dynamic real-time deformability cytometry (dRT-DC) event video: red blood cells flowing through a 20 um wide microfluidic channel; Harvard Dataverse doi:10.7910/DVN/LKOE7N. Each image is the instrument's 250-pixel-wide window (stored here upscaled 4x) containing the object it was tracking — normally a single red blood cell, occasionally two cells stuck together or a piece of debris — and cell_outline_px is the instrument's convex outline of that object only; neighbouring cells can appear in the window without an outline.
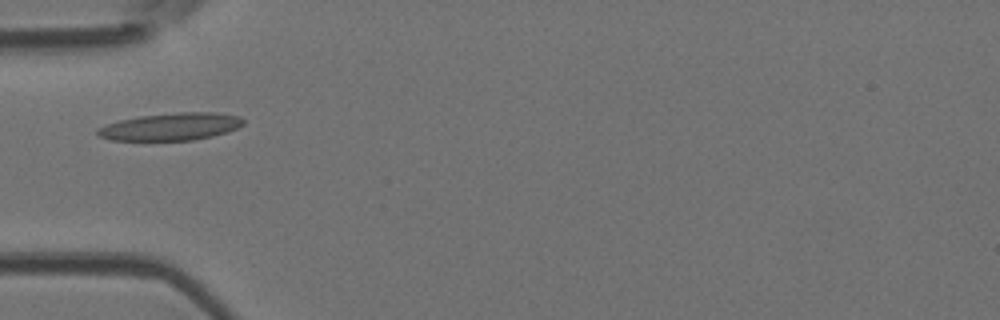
{"species": "Egyptian fruit bat (a non-hibernating species)", "species_latin": "Rousettus aegyptiacus", "temperature_condition": "room temperature", "stored_images_in_passage": 5, "camera_frame_rate_fps": 3000, "um_per_image_px": 0.085, "animal": {"sex": "female"}, "frame": {"image": 1, "passage_image": 4, "time_ms": 1.0, "image_size_px": [1000, 320], "cell_outline_px": [[244, 124], [228, 132], [212, 136], [192, 140], [112, 140], [100, 136], [96, 132], [96, 128], [120, 120], [140, 116], [176, 112], [216, 112], [240, 116], [244, 120]], "centroid_in_image_um": [14.55, 10.76], "position_along_channel_um": 70.4, "area_um2": 23.24}}
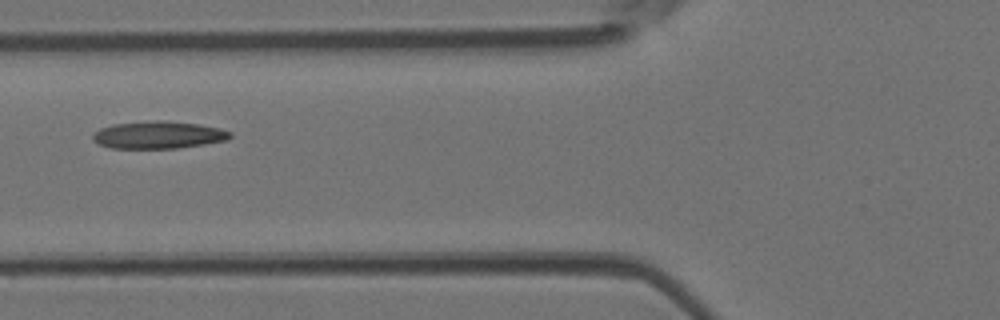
{"frame": {"image": 2, "passage_image": 5, "time_ms": 1.333, "image_size_px": [1000, 320], "cell_outline_px": [[232, 136], [224, 140], [204, 144], [176, 148], [112, 148], [100, 144], [92, 140], [92, 136], [100, 128], [112, 124], [156, 120], [164, 120], [200, 124], [220, 128], [232, 132]], "centroid_in_image_um": [13.47, 11.46], "position_along_channel_um": 112.3, "area_um2": 21.85}}